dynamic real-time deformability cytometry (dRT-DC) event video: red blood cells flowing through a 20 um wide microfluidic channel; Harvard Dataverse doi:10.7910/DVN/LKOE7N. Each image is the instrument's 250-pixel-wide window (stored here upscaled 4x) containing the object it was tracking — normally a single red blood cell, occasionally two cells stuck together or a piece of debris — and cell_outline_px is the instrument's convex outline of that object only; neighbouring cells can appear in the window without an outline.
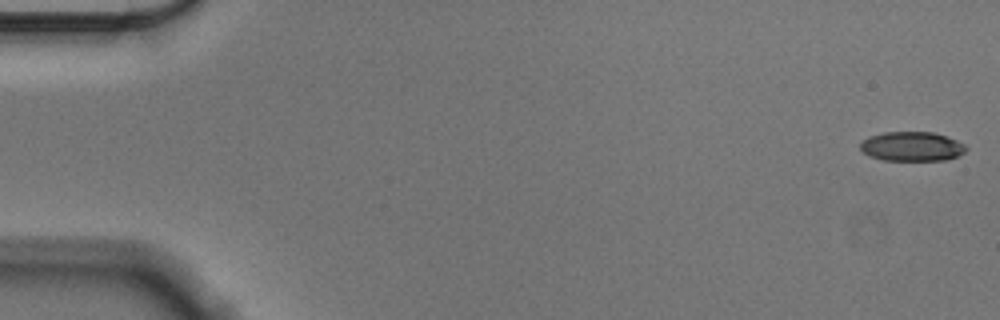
{"species": "Egyptian fruit bat (a non-hibernating species)", "species_latin": "Rousettus aegyptiacus", "temperature_condition": "cold", "stored_images_in_passage": 56, "camera_frame_rate_fps": 3000, "um_per_image_px": 0.085, "animal": {"sex": "male"}, "frame": {"image": 1, "passage_image": 1, "time_ms": 0.0, "image_size_px": [1000, 320], "cell_outline_px": [[968, 148], [964, 152], [956, 156], [944, 160], [884, 160], [872, 156], [864, 152], [860, 148], [860, 140], [868, 136], [884, 132], [932, 132], [956, 140], [964, 144]], "centroid_in_image_um": [77.48, 12.44], "position_along_channel_um": 7.5, "area_um2": 17.98}}
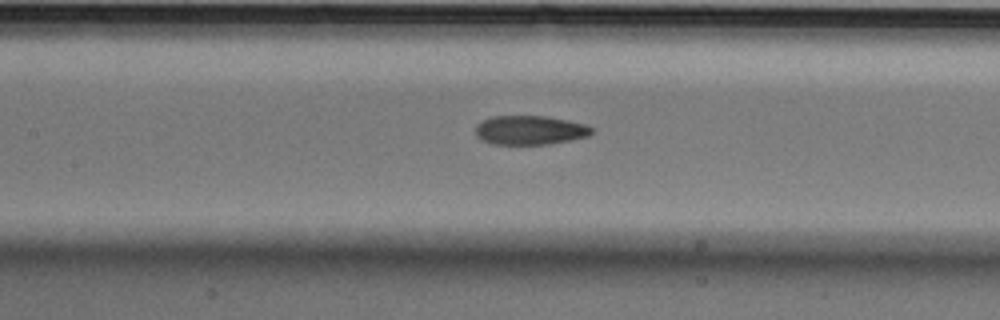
{"frame": {"image": 2, "passage_image": 26, "time_ms": 8.333, "image_size_px": [1000, 320], "cell_outline_px": [[592, 132], [588, 136], [572, 140], [552, 144], [492, 144], [476, 136], [476, 124], [492, 116], [544, 116], [584, 124], [592, 128]], "centroid_in_image_um": [45.03, 11.07], "position_along_channel_um": 162.4, "area_um2": 19.54}}
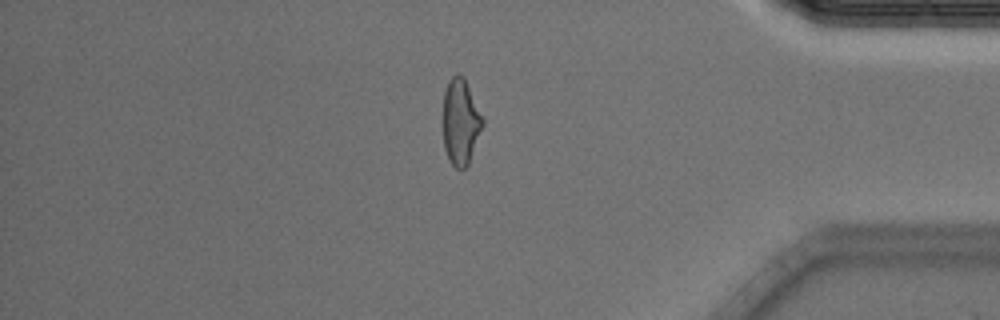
{"frame": {"image": 3, "passage_image": 48, "time_ms": 15.667, "image_size_px": [1000, 320], "cell_outline_px": [[484, 124], [468, 164], [460, 172], [448, 160], [444, 148], [440, 120], [444, 92], [448, 80], [456, 72], [464, 76], [484, 120]], "centroid_in_image_um": [39.09, 10.35], "position_along_channel_um": 396.1, "area_um2": 20.69}, "authors_computed_cell_mechanics": {"area_um2": 20.0566, "velocity_mm_per_s": 3.5687, "shape_relaxation_time_tau1_ms": 6.6274, "shape_relaxation_time_tau2_ms": 2.7728, "deformation_change_tau1": 0.1656, "deformation_change_tau2": 0.0927}}